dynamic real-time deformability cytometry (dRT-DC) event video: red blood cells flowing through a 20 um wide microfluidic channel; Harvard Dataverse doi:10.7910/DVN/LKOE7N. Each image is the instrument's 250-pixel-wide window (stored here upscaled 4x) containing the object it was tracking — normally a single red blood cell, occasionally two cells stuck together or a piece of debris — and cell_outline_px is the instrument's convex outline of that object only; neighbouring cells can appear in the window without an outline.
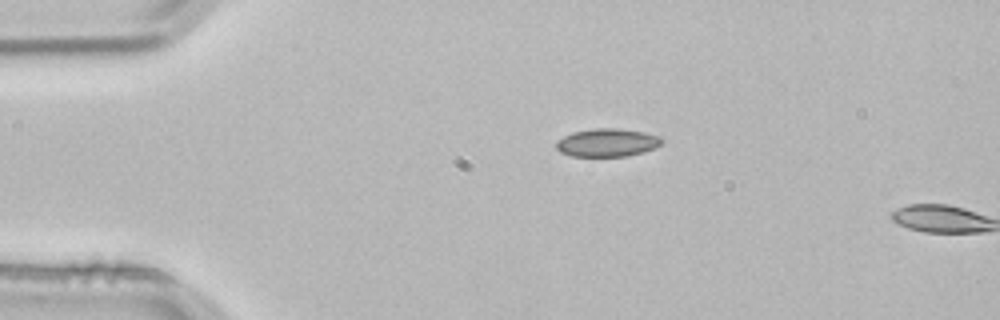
{"species": "common noctule bat (a hibernating species)", "species_latin": "Nyctalus noctula", "temperature_condition": "room temperature", "stored_images_in_passage": 2, "camera_frame_rate_fps": 3000, "um_per_image_px": 0.085, "animal": {"sex": "male", "body_mass_g": 21.5, "forearm_length_mm": 52.0}, "frame": {"image": 1, "passage_image": 1, "time_ms": 0.0, "image_size_px": [1000, 320], "cell_outline_px": [[664, 140], [656, 148], [644, 152], [628, 156], [572, 156], [560, 152], [556, 148], [556, 140], [572, 132], [596, 128], [620, 128], [644, 132], [660, 136]], "centroid_in_image_um": [51.63, 12.12], "position_along_channel_um": 33.4, "area_um2": 17.46}}